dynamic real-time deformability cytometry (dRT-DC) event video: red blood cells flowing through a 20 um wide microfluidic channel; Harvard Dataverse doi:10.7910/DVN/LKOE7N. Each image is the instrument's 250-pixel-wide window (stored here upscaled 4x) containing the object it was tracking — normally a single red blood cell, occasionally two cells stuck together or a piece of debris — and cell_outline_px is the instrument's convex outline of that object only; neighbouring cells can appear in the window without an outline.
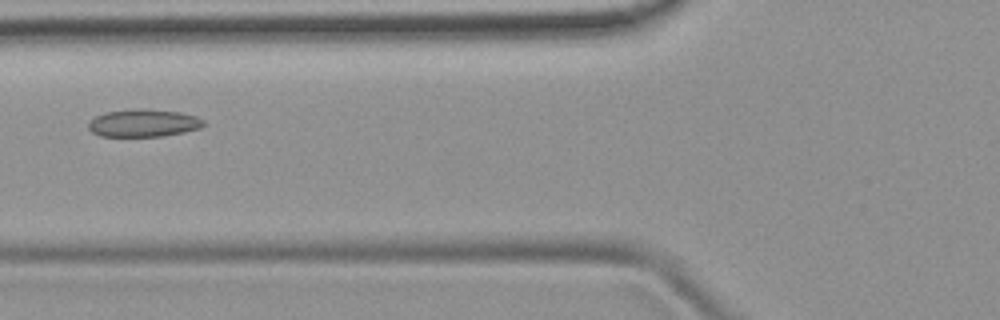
{"species": "common noctule bat (a hibernating species)", "species_latin": "Nyctalus noctula", "temperature_condition": "room temperature", "stored_images_in_passage": 45, "camera_frame_rate_fps": 3000, "um_per_image_px": 0.085, "animal": {"sex": "female", "body_mass_g": 19.9}, "frame": {"image": 1, "passage_image": 14, "time_ms": 4.333, "image_size_px": [1000, 320], "cell_outline_px": [[204, 124], [200, 128], [184, 132], [164, 136], [100, 136], [92, 132], [88, 128], [88, 124], [96, 116], [104, 112], [140, 108], [180, 112], [196, 116], [204, 120]], "centroid_in_image_um": [12.2, 10.46], "position_along_channel_um": 113.6, "area_um2": 18.5}}
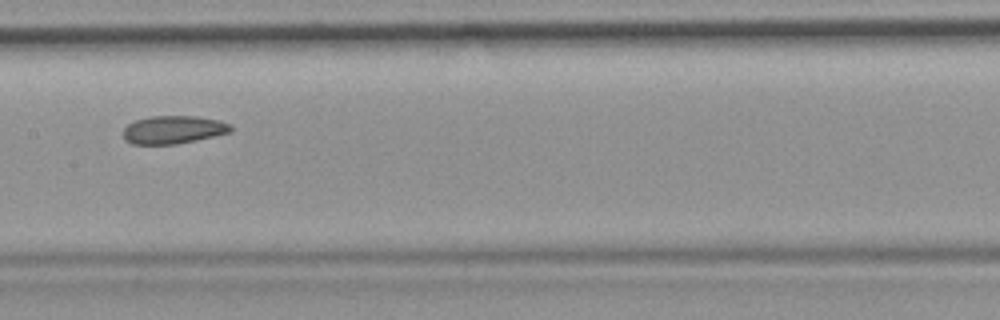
{"frame": {"image": 2, "passage_image": 20, "time_ms": 6.333, "image_size_px": [1000, 320], "cell_outline_px": [[232, 132], [196, 140], [176, 144], [132, 144], [124, 140], [124, 128], [128, 124], [136, 120], [148, 116], [196, 116], [220, 120], [232, 124]], "centroid_in_image_um": [14.76, 11.02], "position_along_channel_um": 192.6, "area_um2": 17.69}}
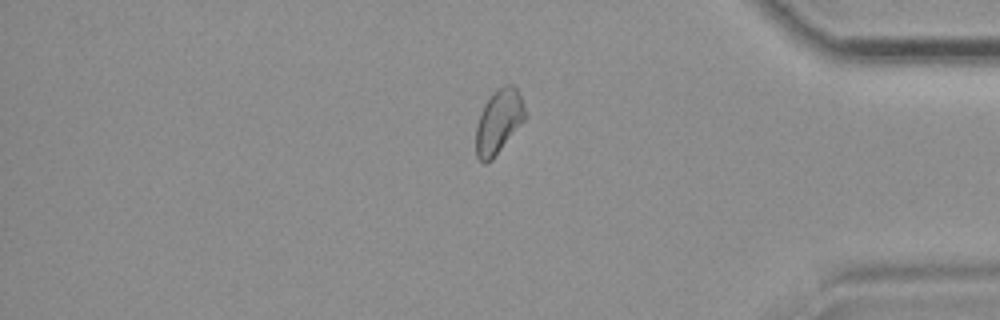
{"frame": {"image": 3, "passage_image": 37, "time_ms": 12.0, "image_size_px": [1000, 320], "cell_outline_px": [[528, 116], [492, 160], [484, 164], [476, 156], [476, 128], [480, 116], [488, 100], [504, 84], [512, 84], [516, 88], [520, 96]], "centroid_in_image_um": [42.41, 10.37], "position_along_channel_um": 392.8, "area_um2": 17.98}, "authors_computed_cell_mechanics": {"area_um2": 18.4382, "velocity_mm_per_s": 3.9594, "shape_relaxation_time_tau1_ms": null, "shape_relaxation_time_tau2_ms": 2.8837, "deformation_change_tau1": null, "deformation_change_tau2": 0.0905}}